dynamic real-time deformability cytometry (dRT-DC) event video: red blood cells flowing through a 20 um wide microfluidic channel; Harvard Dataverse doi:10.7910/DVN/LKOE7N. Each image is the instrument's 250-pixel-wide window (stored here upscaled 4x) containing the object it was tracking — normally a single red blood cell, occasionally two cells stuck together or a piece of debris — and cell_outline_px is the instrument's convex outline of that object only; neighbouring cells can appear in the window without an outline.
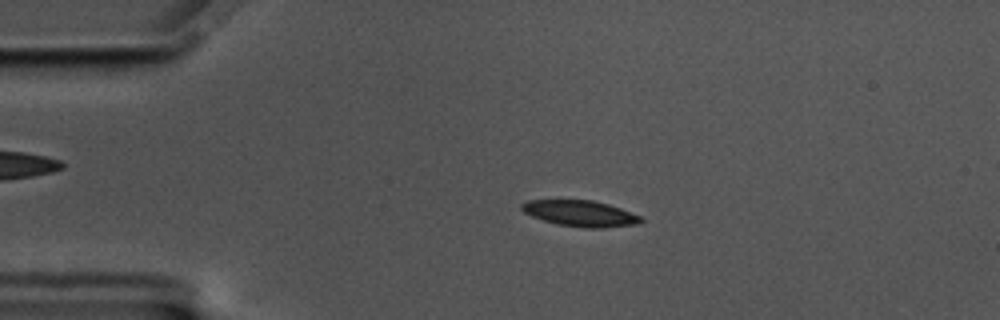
{"species": "common noctule bat (a hibernating species)", "species_latin": "Nyctalus noctula", "temperature_condition": "cold", "stored_images_in_passage": 53, "camera_frame_rate_fps": 3000, "um_per_image_px": 0.085, "animal": {"sex": "male", "body_mass_g": 17.5, "forearm_length_mm": 52.3}, "frame": {"image": 1, "passage_image": 8, "time_ms": 2.333, "image_size_px": [1000, 320], "cell_outline_px": [[644, 220], [640, 224], [604, 228], [584, 228], [556, 224], [532, 216], [524, 212], [520, 208], [520, 204], [528, 200], [592, 200], [608, 204], [620, 208], [640, 216]], "centroid_in_image_um": [49.34, 18.15], "position_along_channel_um": 35.7, "area_um2": 18.15}}
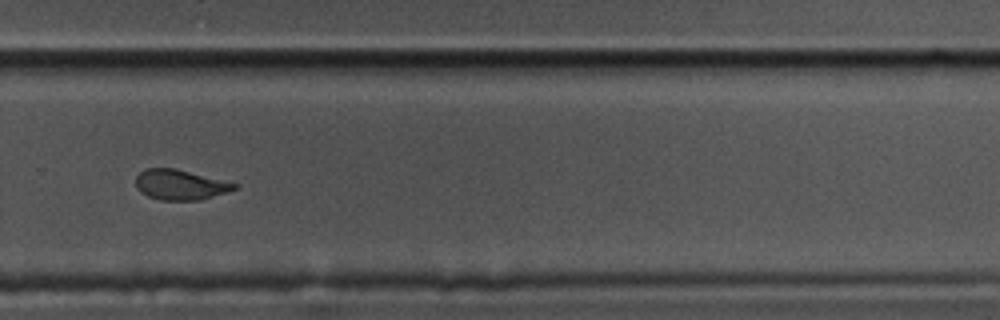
{"frame": {"image": 2, "passage_image": 35, "time_ms": 11.333, "image_size_px": [1000, 320], "cell_outline_px": [[236, 188], [200, 200], [160, 200], [148, 196], [140, 192], [136, 188], [136, 176], [144, 168], [176, 168], [236, 184]], "centroid_in_image_um": [15.22, 15.7], "position_along_channel_um": 314.6, "area_um2": 17.05}}
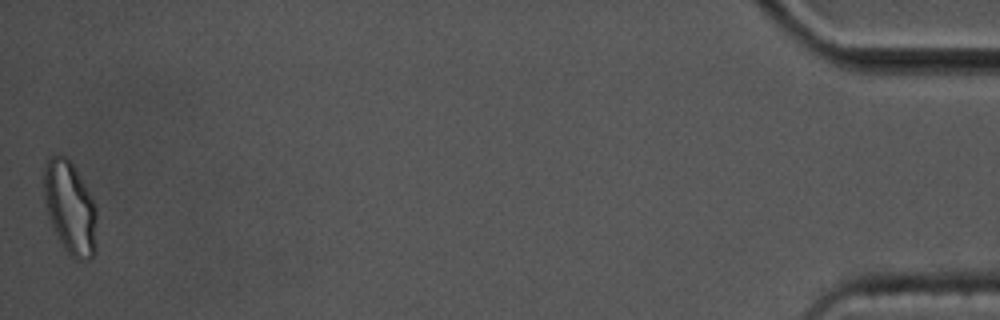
{"frame": {"image": 3, "passage_image": 53, "time_ms": 17.333, "image_size_px": [1000, 320], "cell_outline_px": [[96, 252], [92, 260], [76, 260], [64, 248], [56, 236], [52, 228], [44, 200], [44, 160], [48, 156], [64, 156], [72, 164], [84, 184], [96, 208]], "centroid_in_image_um": [5.94, 17.7], "position_along_channel_um": 429.3, "area_um2": 28.61}, "authors_computed_cell_mechanics": {"area_um2": 18.3804, "velocity_mm_per_s": 3.4926, "shape_relaxation_time_tau1_ms": 3.0172, "shape_relaxation_time_tau2_ms": 1.5296, "deformation_change_tau1": 0.1222, "deformation_change_tau2": 0.0688}}